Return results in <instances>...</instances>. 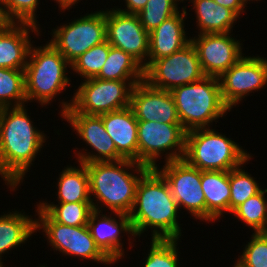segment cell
I'll list each match as a JSON object with an SVG mask.
<instances>
[{
	"label": "cell",
	"instance_id": "38",
	"mask_svg": "<svg viewBox=\"0 0 267 267\" xmlns=\"http://www.w3.org/2000/svg\"><path fill=\"white\" fill-rule=\"evenodd\" d=\"M54 1L55 3L58 4L60 11L62 10L61 12H65V10H70L72 6H75V4H77L81 0H54Z\"/></svg>",
	"mask_w": 267,
	"mask_h": 267
},
{
	"label": "cell",
	"instance_id": "6",
	"mask_svg": "<svg viewBox=\"0 0 267 267\" xmlns=\"http://www.w3.org/2000/svg\"><path fill=\"white\" fill-rule=\"evenodd\" d=\"M251 157L239 143L212 127L186 132L183 159L201 171H230L248 164Z\"/></svg>",
	"mask_w": 267,
	"mask_h": 267
},
{
	"label": "cell",
	"instance_id": "33",
	"mask_svg": "<svg viewBox=\"0 0 267 267\" xmlns=\"http://www.w3.org/2000/svg\"><path fill=\"white\" fill-rule=\"evenodd\" d=\"M182 0H148L145 7L137 14L144 29L150 33L163 21L179 12Z\"/></svg>",
	"mask_w": 267,
	"mask_h": 267
},
{
	"label": "cell",
	"instance_id": "23",
	"mask_svg": "<svg viewBox=\"0 0 267 267\" xmlns=\"http://www.w3.org/2000/svg\"><path fill=\"white\" fill-rule=\"evenodd\" d=\"M34 233H36V219L25 214V211L22 213L14 210L0 215V267L5 266L2 255L18 246L21 247V244H26Z\"/></svg>",
	"mask_w": 267,
	"mask_h": 267
},
{
	"label": "cell",
	"instance_id": "25",
	"mask_svg": "<svg viewBox=\"0 0 267 267\" xmlns=\"http://www.w3.org/2000/svg\"><path fill=\"white\" fill-rule=\"evenodd\" d=\"M76 166H67L57 178L58 203H92L90 197L89 175L86 165L78 163Z\"/></svg>",
	"mask_w": 267,
	"mask_h": 267
},
{
	"label": "cell",
	"instance_id": "9",
	"mask_svg": "<svg viewBox=\"0 0 267 267\" xmlns=\"http://www.w3.org/2000/svg\"><path fill=\"white\" fill-rule=\"evenodd\" d=\"M137 137L138 163L155 168L163 155L165 162L183 159L186 131L180 123L138 121Z\"/></svg>",
	"mask_w": 267,
	"mask_h": 267
},
{
	"label": "cell",
	"instance_id": "20",
	"mask_svg": "<svg viewBox=\"0 0 267 267\" xmlns=\"http://www.w3.org/2000/svg\"><path fill=\"white\" fill-rule=\"evenodd\" d=\"M104 128L114 141L117 161L126 159L138 162V120L131 107L99 115Z\"/></svg>",
	"mask_w": 267,
	"mask_h": 267
},
{
	"label": "cell",
	"instance_id": "29",
	"mask_svg": "<svg viewBox=\"0 0 267 267\" xmlns=\"http://www.w3.org/2000/svg\"><path fill=\"white\" fill-rule=\"evenodd\" d=\"M25 95V71L0 68V108L23 106Z\"/></svg>",
	"mask_w": 267,
	"mask_h": 267
},
{
	"label": "cell",
	"instance_id": "3",
	"mask_svg": "<svg viewBox=\"0 0 267 267\" xmlns=\"http://www.w3.org/2000/svg\"><path fill=\"white\" fill-rule=\"evenodd\" d=\"M85 165L93 210L101 211L106 207L112 212L128 215L134 204L138 181L149 167L126 159Z\"/></svg>",
	"mask_w": 267,
	"mask_h": 267
},
{
	"label": "cell",
	"instance_id": "12",
	"mask_svg": "<svg viewBox=\"0 0 267 267\" xmlns=\"http://www.w3.org/2000/svg\"><path fill=\"white\" fill-rule=\"evenodd\" d=\"M155 169L165 178L179 210L184 208L194 219L205 221V194L201 186V170L184 159L164 162Z\"/></svg>",
	"mask_w": 267,
	"mask_h": 267
},
{
	"label": "cell",
	"instance_id": "15",
	"mask_svg": "<svg viewBox=\"0 0 267 267\" xmlns=\"http://www.w3.org/2000/svg\"><path fill=\"white\" fill-rule=\"evenodd\" d=\"M230 33H205L192 36L202 72L205 76L220 77L244 54L242 43Z\"/></svg>",
	"mask_w": 267,
	"mask_h": 267
},
{
	"label": "cell",
	"instance_id": "32",
	"mask_svg": "<svg viewBox=\"0 0 267 267\" xmlns=\"http://www.w3.org/2000/svg\"><path fill=\"white\" fill-rule=\"evenodd\" d=\"M178 242L177 239H151L142 267H179Z\"/></svg>",
	"mask_w": 267,
	"mask_h": 267
},
{
	"label": "cell",
	"instance_id": "21",
	"mask_svg": "<svg viewBox=\"0 0 267 267\" xmlns=\"http://www.w3.org/2000/svg\"><path fill=\"white\" fill-rule=\"evenodd\" d=\"M173 16L163 21L149 33V54L147 67L155 60L169 56L183 49L191 42V37L186 35L185 19L189 15L183 6ZM186 17V18H185Z\"/></svg>",
	"mask_w": 267,
	"mask_h": 267
},
{
	"label": "cell",
	"instance_id": "39",
	"mask_svg": "<svg viewBox=\"0 0 267 267\" xmlns=\"http://www.w3.org/2000/svg\"><path fill=\"white\" fill-rule=\"evenodd\" d=\"M9 23L10 21L5 16L3 5L0 0V31L3 30Z\"/></svg>",
	"mask_w": 267,
	"mask_h": 267
},
{
	"label": "cell",
	"instance_id": "27",
	"mask_svg": "<svg viewBox=\"0 0 267 267\" xmlns=\"http://www.w3.org/2000/svg\"><path fill=\"white\" fill-rule=\"evenodd\" d=\"M38 205L55 221L67 226H84L88 224L90 213L93 211L92 203H46Z\"/></svg>",
	"mask_w": 267,
	"mask_h": 267
},
{
	"label": "cell",
	"instance_id": "1",
	"mask_svg": "<svg viewBox=\"0 0 267 267\" xmlns=\"http://www.w3.org/2000/svg\"><path fill=\"white\" fill-rule=\"evenodd\" d=\"M26 106L0 110V177L11 192L23 183L24 175L47 139L45 133L33 125Z\"/></svg>",
	"mask_w": 267,
	"mask_h": 267
},
{
	"label": "cell",
	"instance_id": "7",
	"mask_svg": "<svg viewBox=\"0 0 267 267\" xmlns=\"http://www.w3.org/2000/svg\"><path fill=\"white\" fill-rule=\"evenodd\" d=\"M144 80H101L85 79L69 101L61 103L64 113L101 115L130 106L133 87Z\"/></svg>",
	"mask_w": 267,
	"mask_h": 267
},
{
	"label": "cell",
	"instance_id": "18",
	"mask_svg": "<svg viewBox=\"0 0 267 267\" xmlns=\"http://www.w3.org/2000/svg\"><path fill=\"white\" fill-rule=\"evenodd\" d=\"M130 107L138 121L180 123L171 92L153 88L145 81L133 87Z\"/></svg>",
	"mask_w": 267,
	"mask_h": 267
},
{
	"label": "cell",
	"instance_id": "36",
	"mask_svg": "<svg viewBox=\"0 0 267 267\" xmlns=\"http://www.w3.org/2000/svg\"><path fill=\"white\" fill-rule=\"evenodd\" d=\"M125 9L116 8L117 10L129 13V14H138L146 5L148 0H124Z\"/></svg>",
	"mask_w": 267,
	"mask_h": 267
},
{
	"label": "cell",
	"instance_id": "4",
	"mask_svg": "<svg viewBox=\"0 0 267 267\" xmlns=\"http://www.w3.org/2000/svg\"><path fill=\"white\" fill-rule=\"evenodd\" d=\"M180 124L188 132L210 128L231 109L224 103L218 77L204 76L201 80L178 86L171 91Z\"/></svg>",
	"mask_w": 267,
	"mask_h": 267
},
{
	"label": "cell",
	"instance_id": "5",
	"mask_svg": "<svg viewBox=\"0 0 267 267\" xmlns=\"http://www.w3.org/2000/svg\"><path fill=\"white\" fill-rule=\"evenodd\" d=\"M67 67L71 68V64L50 42L40 47L32 45L24 70L27 103L36 101L46 107L66 91L71 85Z\"/></svg>",
	"mask_w": 267,
	"mask_h": 267
},
{
	"label": "cell",
	"instance_id": "31",
	"mask_svg": "<svg viewBox=\"0 0 267 267\" xmlns=\"http://www.w3.org/2000/svg\"><path fill=\"white\" fill-rule=\"evenodd\" d=\"M110 47L111 45L107 40L99 45L93 46L79 56L71 64L70 69L72 72H76L75 74L80 75L83 78L81 80L95 78L108 57Z\"/></svg>",
	"mask_w": 267,
	"mask_h": 267
},
{
	"label": "cell",
	"instance_id": "19",
	"mask_svg": "<svg viewBox=\"0 0 267 267\" xmlns=\"http://www.w3.org/2000/svg\"><path fill=\"white\" fill-rule=\"evenodd\" d=\"M30 32L41 35L40 26L10 22L0 31V68L25 70L33 45Z\"/></svg>",
	"mask_w": 267,
	"mask_h": 267
},
{
	"label": "cell",
	"instance_id": "11",
	"mask_svg": "<svg viewBox=\"0 0 267 267\" xmlns=\"http://www.w3.org/2000/svg\"><path fill=\"white\" fill-rule=\"evenodd\" d=\"M204 76L197 51L191 42L183 49L153 61L144 70V81L149 86L166 91L197 82Z\"/></svg>",
	"mask_w": 267,
	"mask_h": 267
},
{
	"label": "cell",
	"instance_id": "30",
	"mask_svg": "<svg viewBox=\"0 0 267 267\" xmlns=\"http://www.w3.org/2000/svg\"><path fill=\"white\" fill-rule=\"evenodd\" d=\"M243 165L229 171L231 189L230 213L248 198L258 194L263 189L249 172H245Z\"/></svg>",
	"mask_w": 267,
	"mask_h": 267
},
{
	"label": "cell",
	"instance_id": "22",
	"mask_svg": "<svg viewBox=\"0 0 267 267\" xmlns=\"http://www.w3.org/2000/svg\"><path fill=\"white\" fill-rule=\"evenodd\" d=\"M201 186L205 194V222H215L230 213L229 171H201Z\"/></svg>",
	"mask_w": 267,
	"mask_h": 267
},
{
	"label": "cell",
	"instance_id": "28",
	"mask_svg": "<svg viewBox=\"0 0 267 267\" xmlns=\"http://www.w3.org/2000/svg\"><path fill=\"white\" fill-rule=\"evenodd\" d=\"M266 193L267 188L262 189L258 194L248 198L231 212L234 218L245 223V226L251 227L254 233L267 232Z\"/></svg>",
	"mask_w": 267,
	"mask_h": 267
},
{
	"label": "cell",
	"instance_id": "8",
	"mask_svg": "<svg viewBox=\"0 0 267 267\" xmlns=\"http://www.w3.org/2000/svg\"><path fill=\"white\" fill-rule=\"evenodd\" d=\"M35 206L36 232L42 230L53 250L65 256L81 257L104 265L114 264L97 246L87 225L72 227L60 224L38 204Z\"/></svg>",
	"mask_w": 267,
	"mask_h": 267
},
{
	"label": "cell",
	"instance_id": "17",
	"mask_svg": "<svg viewBox=\"0 0 267 267\" xmlns=\"http://www.w3.org/2000/svg\"><path fill=\"white\" fill-rule=\"evenodd\" d=\"M113 214L115 217L112 216V212L109 215L103 214V209L101 211L93 210L90 213L87 226L100 250L113 263H117L118 260L124 258V253H126L123 248L124 244L121 242L122 233L128 234V237L129 235L133 236V238L131 236L128 238L129 244H131L129 245L130 248L134 246V240H130L134 239L135 234L127 214L117 212H113Z\"/></svg>",
	"mask_w": 267,
	"mask_h": 267
},
{
	"label": "cell",
	"instance_id": "41",
	"mask_svg": "<svg viewBox=\"0 0 267 267\" xmlns=\"http://www.w3.org/2000/svg\"><path fill=\"white\" fill-rule=\"evenodd\" d=\"M233 267H242V266L235 261Z\"/></svg>",
	"mask_w": 267,
	"mask_h": 267
},
{
	"label": "cell",
	"instance_id": "35",
	"mask_svg": "<svg viewBox=\"0 0 267 267\" xmlns=\"http://www.w3.org/2000/svg\"><path fill=\"white\" fill-rule=\"evenodd\" d=\"M6 18L10 22L30 23L40 26L36 11L39 0H1Z\"/></svg>",
	"mask_w": 267,
	"mask_h": 267
},
{
	"label": "cell",
	"instance_id": "13",
	"mask_svg": "<svg viewBox=\"0 0 267 267\" xmlns=\"http://www.w3.org/2000/svg\"><path fill=\"white\" fill-rule=\"evenodd\" d=\"M218 78L222 99L232 110L250 93L254 94L267 85V58L244 54Z\"/></svg>",
	"mask_w": 267,
	"mask_h": 267
},
{
	"label": "cell",
	"instance_id": "26",
	"mask_svg": "<svg viewBox=\"0 0 267 267\" xmlns=\"http://www.w3.org/2000/svg\"><path fill=\"white\" fill-rule=\"evenodd\" d=\"M95 78L101 80H144V69L129 53L111 46L108 57Z\"/></svg>",
	"mask_w": 267,
	"mask_h": 267
},
{
	"label": "cell",
	"instance_id": "40",
	"mask_svg": "<svg viewBox=\"0 0 267 267\" xmlns=\"http://www.w3.org/2000/svg\"><path fill=\"white\" fill-rule=\"evenodd\" d=\"M243 1H244L245 4H248V3H250V1H256V2H257V1H261V0H243ZM248 1H249V2H248ZM247 2H248V3H247Z\"/></svg>",
	"mask_w": 267,
	"mask_h": 267
},
{
	"label": "cell",
	"instance_id": "34",
	"mask_svg": "<svg viewBox=\"0 0 267 267\" xmlns=\"http://www.w3.org/2000/svg\"><path fill=\"white\" fill-rule=\"evenodd\" d=\"M236 262L242 267H267V232L252 233Z\"/></svg>",
	"mask_w": 267,
	"mask_h": 267
},
{
	"label": "cell",
	"instance_id": "2",
	"mask_svg": "<svg viewBox=\"0 0 267 267\" xmlns=\"http://www.w3.org/2000/svg\"><path fill=\"white\" fill-rule=\"evenodd\" d=\"M179 211L165 178L155 168H149L138 181L128 214L135 238L150 228L152 239L181 240Z\"/></svg>",
	"mask_w": 267,
	"mask_h": 267
},
{
	"label": "cell",
	"instance_id": "24",
	"mask_svg": "<svg viewBox=\"0 0 267 267\" xmlns=\"http://www.w3.org/2000/svg\"><path fill=\"white\" fill-rule=\"evenodd\" d=\"M188 2H192V9H195L198 34L233 32V25L240 18L233 10L216 4L214 0Z\"/></svg>",
	"mask_w": 267,
	"mask_h": 267
},
{
	"label": "cell",
	"instance_id": "10",
	"mask_svg": "<svg viewBox=\"0 0 267 267\" xmlns=\"http://www.w3.org/2000/svg\"><path fill=\"white\" fill-rule=\"evenodd\" d=\"M55 28L49 41L72 64L87 50L106 41V10L86 13Z\"/></svg>",
	"mask_w": 267,
	"mask_h": 267
},
{
	"label": "cell",
	"instance_id": "16",
	"mask_svg": "<svg viewBox=\"0 0 267 267\" xmlns=\"http://www.w3.org/2000/svg\"><path fill=\"white\" fill-rule=\"evenodd\" d=\"M61 117L71 125L74 132L76 131L79 139L81 138L93 150L91 153L85 148L80 149L81 151L75 149L74 154L79 163L117 161L116 146L106 132L100 116L64 113Z\"/></svg>",
	"mask_w": 267,
	"mask_h": 267
},
{
	"label": "cell",
	"instance_id": "14",
	"mask_svg": "<svg viewBox=\"0 0 267 267\" xmlns=\"http://www.w3.org/2000/svg\"><path fill=\"white\" fill-rule=\"evenodd\" d=\"M112 9V10H111ZM106 8V40L118 49L129 53L145 70L149 54V33L140 23L137 14Z\"/></svg>",
	"mask_w": 267,
	"mask_h": 267
},
{
	"label": "cell",
	"instance_id": "37",
	"mask_svg": "<svg viewBox=\"0 0 267 267\" xmlns=\"http://www.w3.org/2000/svg\"><path fill=\"white\" fill-rule=\"evenodd\" d=\"M214 1L218 5L233 10L239 17L242 12L245 13L244 8L246 7V4L244 3L243 0H214Z\"/></svg>",
	"mask_w": 267,
	"mask_h": 267
}]
</instances>
